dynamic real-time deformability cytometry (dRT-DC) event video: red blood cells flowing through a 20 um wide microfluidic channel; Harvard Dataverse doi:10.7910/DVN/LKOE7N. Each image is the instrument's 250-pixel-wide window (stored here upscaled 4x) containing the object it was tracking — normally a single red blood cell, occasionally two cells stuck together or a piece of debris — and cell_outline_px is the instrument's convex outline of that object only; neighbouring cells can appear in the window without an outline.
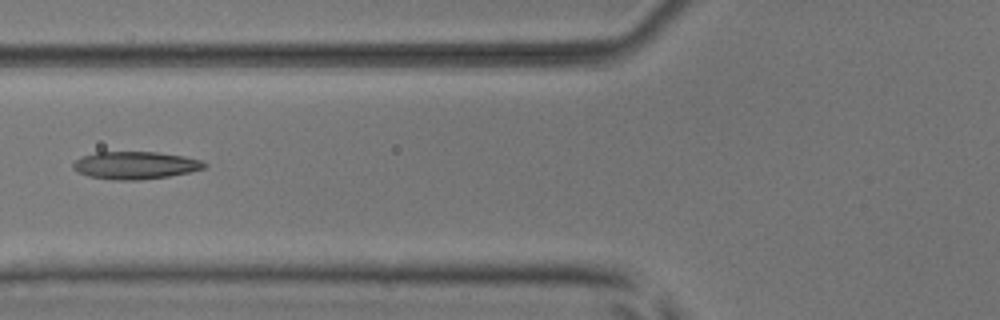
{"species": "common noctule bat (a hibernating species)", "species_latin": "Nyctalus noctula", "temperature_condition": "room temperature", "stored_images_in_passage": 7, "camera_frame_rate_fps": 3000, "um_per_image_px": 0.085, "animal": {"sex": "male", "body_mass_g": 17.9, "forearm_length_mm": 54.2}, "frame": {"image": 1, "passage_image": 6, "time_ms": 6.0, "image_size_px": [1000, 320], "cell_outline_px": [[208, 164], [204, 168], [188, 172], [168, 176], [136, 180], [112, 180], [88, 176], [76, 172], [72, 168], [72, 164], [76, 160], [84, 156], [96, 152], [156, 152], [184, 156], [200, 160]], "centroid_in_image_um": [11.46, 14.05], "position_along_channel_um": 114.3, "area_um2": 20.98}}
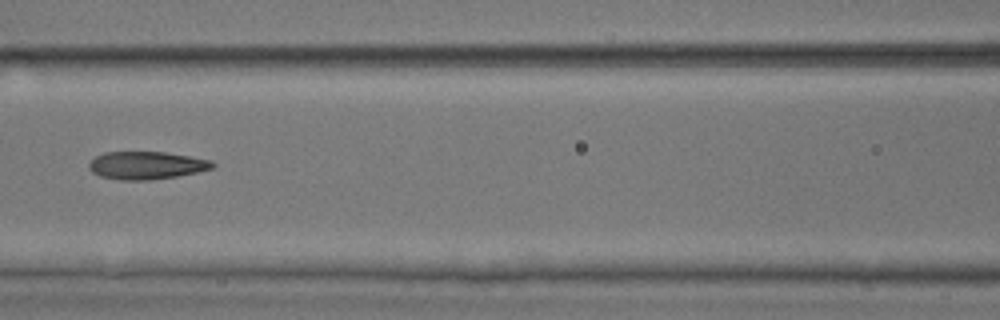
{"frame": {"image": 2, "passage_image": 7, "time_ms": 7.0, "image_size_px": [1000, 320], "cell_outline_px": [[216, 164], [212, 168], [196, 172], [176, 176], [148, 180], [120, 180], [100, 176], [92, 172], [88, 168], [88, 164], [96, 156], [104, 152], [164, 152], [212, 160]], "centroid_in_image_um": [12.42, 14.05], "position_along_channel_um": 154.2, "area_um2": 19.88}}